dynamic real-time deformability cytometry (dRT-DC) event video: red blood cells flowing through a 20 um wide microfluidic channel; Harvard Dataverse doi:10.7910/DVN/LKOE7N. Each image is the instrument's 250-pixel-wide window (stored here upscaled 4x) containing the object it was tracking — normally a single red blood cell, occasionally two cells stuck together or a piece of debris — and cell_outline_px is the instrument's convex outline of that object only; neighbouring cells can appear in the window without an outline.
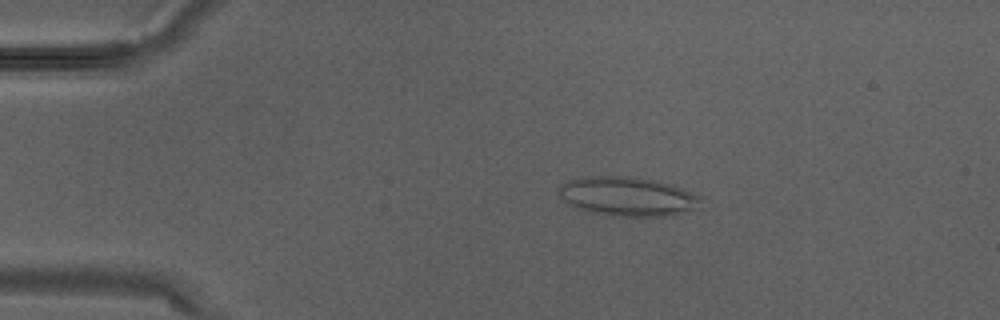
{"species": "Egyptian fruit bat (a non-hibernating species)", "species_latin": "Rousettus aegyptiacus", "temperature_condition": "warm", "stored_images_in_passage": 3, "camera_frame_rate_fps": 3000, "um_per_image_px": 0.085, "animal": {"sex": "male"}, "frame": {"image": 1, "passage_image": 2, "time_ms": 0.333, "image_size_px": [1000, 320], "cell_outline_px": [[704, 196], [700, 208], [688, 212], [672, 216], [604, 216], [584, 212], [568, 204], [560, 196], [560, 184], [568, 180], [584, 176], [632, 176], [652, 180], [668, 184]], "centroid_in_image_um": [53.37, 16.72], "position_along_channel_um": 31.6, "area_um2": 33.12}}